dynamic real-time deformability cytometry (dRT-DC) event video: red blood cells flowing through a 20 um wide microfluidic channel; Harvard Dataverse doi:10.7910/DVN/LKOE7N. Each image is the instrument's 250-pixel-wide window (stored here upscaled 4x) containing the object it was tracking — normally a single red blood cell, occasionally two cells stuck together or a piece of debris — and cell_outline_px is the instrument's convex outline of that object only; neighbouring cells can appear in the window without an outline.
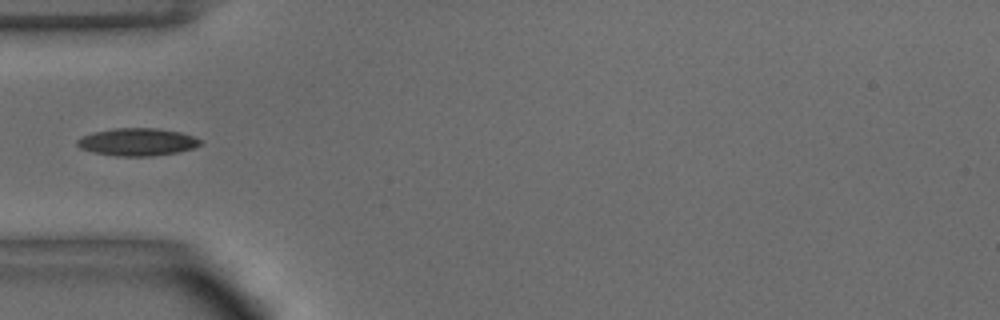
{"species": "common noctule bat (a hibernating species)", "species_latin": "Nyctalus noctula", "temperature_condition": "warm", "stored_images_in_passage": 35, "camera_frame_rate_fps": 3000, "um_per_image_px": 0.085, "animal": {"sex": "male", "body_mass_g": 15.6}, "frame": {"image": 1, "passage_image": 1, "time_ms": 0.0, "image_size_px": [1000, 320], "cell_outline_px": [[204, 144], [196, 148], [180, 152], [152, 156], [116, 156], [92, 152], [80, 148], [76, 144], [76, 140], [92, 132], [116, 128], [156, 128], [180, 132], [204, 140]], "centroid_in_image_um": [11.73, 12.07], "position_along_channel_um": 73.3, "area_um2": 20.06}}
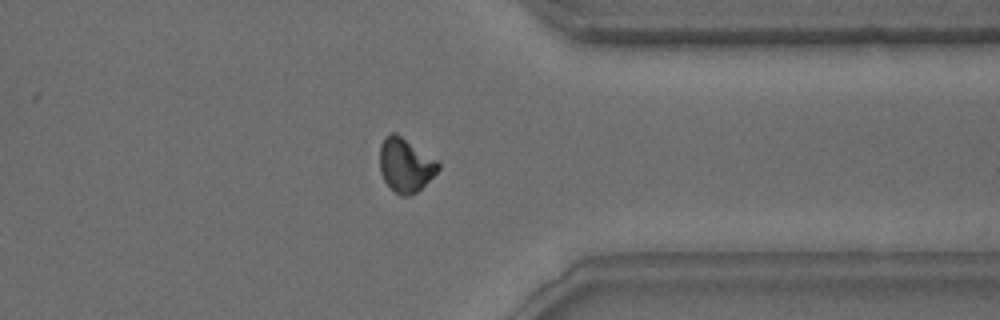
{"frame": {"image": 2, "passage_image": 24, "time_ms": 7.667, "image_size_px": [1000, 320], "cell_outline_px": [[440, 168], [416, 192], [408, 196], [400, 196], [384, 180], [380, 172], [380, 144], [384, 136], [392, 132], [396, 132], [436, 160], [440, 164]], "centroid_in_image_um": [34.43, 14.0], "position_along_channel_um": 377.0, "area_um2": 18.09}}
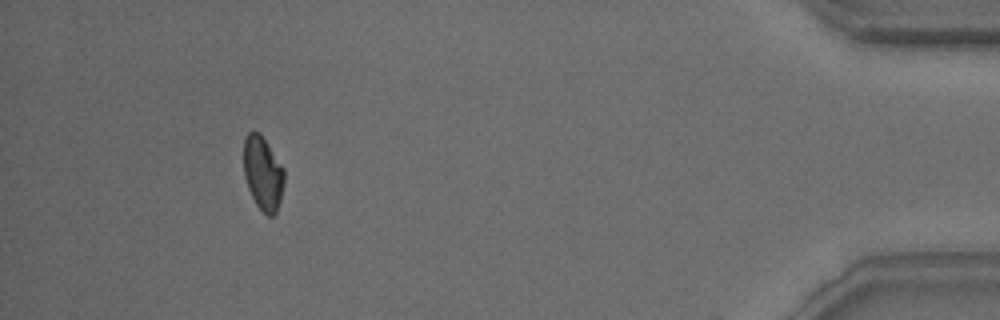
{"frame": {"image": 3, "passage_image": 31, "time_ms": 10.0, "image_size_px": [1000, 320], "cell_outline_px": [[284, 184], [280, 200], [276, 212], [272, 216], [268, 216], [256, 204], [248, 188], [244, 176], [244, 136], [248, 132], [260, 132], [284, 168]], "centroid_in_image_um": [22.35, 14.7], "position_along_channel_um": 412.9, "area_um2": 17.4}}